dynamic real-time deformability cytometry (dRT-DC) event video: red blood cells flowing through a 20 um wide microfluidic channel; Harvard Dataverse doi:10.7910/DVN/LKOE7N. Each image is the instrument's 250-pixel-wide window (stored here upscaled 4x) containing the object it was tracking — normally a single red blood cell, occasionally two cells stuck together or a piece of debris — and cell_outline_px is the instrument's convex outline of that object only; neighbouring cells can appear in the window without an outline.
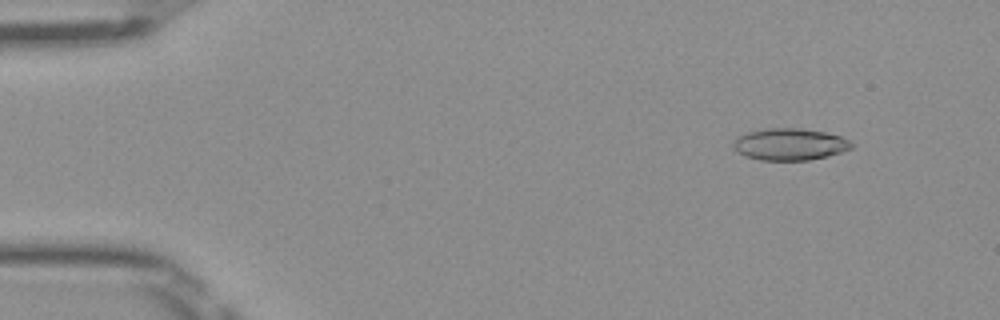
{"species": "Egyptian fruit bat (a non-hibernating species)", "species_latin": "Rousettus aegyptiacus", "temperature_condition": "room temperature", "stored_images_in_passage": 50, "camera_frame_rate_fps": 3000, "um_per_image_px": 0.085, "frame": {"image": 1, "passage_image": 5, "time_ms": 1.333, "image_size_px": [1000, 320], "cell_outline_px": [[852, 148], [828, 156], [808, 160], [760, 160], [744, 156], [732, 144], [732, 140], [748, 132], [764, 128], [800, 128], [824, 132], [840, 136], [848, 140], [852, 144]], "centroid_in_image_um": [67.12, 12.26], "position_along_channel_um": 17.9, "area_um2": 21.79}}
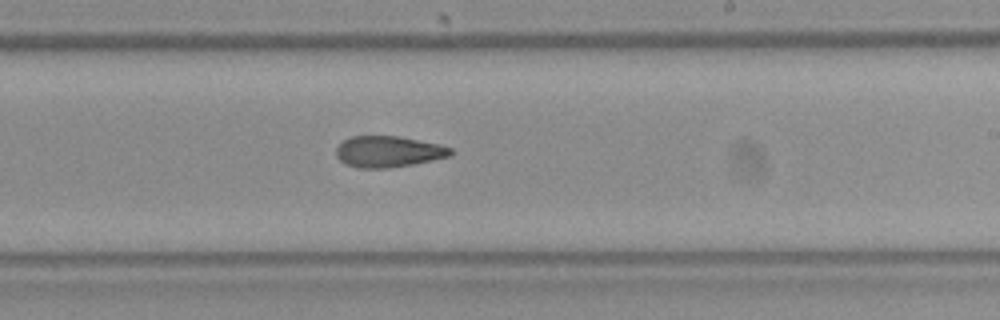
{"frame": {"image": 2, "passage_image": 30, "time_ms": 9.667, "image_size_px": [1000, 320], "cell_outline_px": [[452, 156], [412, 164], [388, 168], [356, 168], [344, 164], [336, 156], [336, 148], [344, 140], [352, 136], [400, 136], [440, 144], [452, 148]], "centroid_in_image_um": [33.01, 12.89], "position_along_channel_um": 256.0, "area_um2": 20.92}}
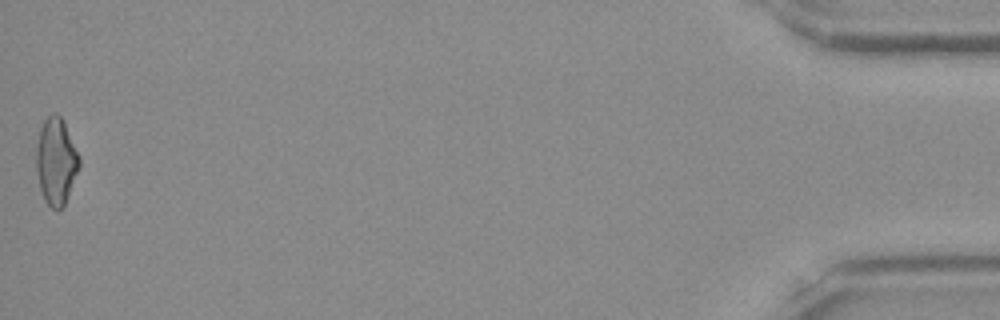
{"frame": {"image": 3, "passage_image": 50, "time_ms": 16.333, "image_size_px": [1000, 320], "cell_outline_px": [[80, 168], [64, 204], [60, 208], [52, 208], [44, 200], [40, 188], [36, 172], [36, 148], [40, 128], [44, 120], [52, 112], [56, 112], [60, 116], [80, 156]], "centroid_in_image_um": [4.76, 13.69], "position_along_channel_um": 430.4, "area_um2": 21.62}, "authors_computed_cell_mechanics": {"area_um2": 21.675, "velocity_mm_per_s": 4.0488, "shape_relaxation_time_tau1_ms": null, "shape_relaxation_time_tau2_ms": 4.234, "deformation_change_tau1": null, "deformation_change_tau2": 0.1342}}